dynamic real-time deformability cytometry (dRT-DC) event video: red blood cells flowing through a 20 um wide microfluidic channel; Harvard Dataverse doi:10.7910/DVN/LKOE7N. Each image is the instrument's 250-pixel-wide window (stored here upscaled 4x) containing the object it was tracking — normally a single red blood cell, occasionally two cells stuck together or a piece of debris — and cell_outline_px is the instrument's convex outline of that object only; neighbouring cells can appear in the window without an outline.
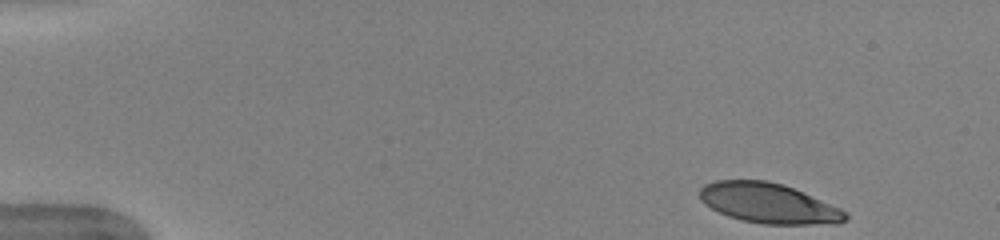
{"species": "human", "species_latin": "Homo sapiens", "temperature_condition": "warm", "stored_images_in_passage": 41, "camera_frame_rate_fps": 3000, "um_per_image_px": 0.085, "donor": {"sex": "female"}, "frame": {"image": 1, "passage_image": 1, "time_ms": 0.0, "image_size_px": [1000, 240], "cell_outline_px": [[848, 220], [840, 224], [760, 224], [740, 220], [728, 216], [704, 204], [700, 200], [700, 188], [704, 184], [716, 180], [768, 180], [784, 184], [840, 208], [848, 212]], "centroid_in_image_um": [65.35, 17.28], "position_along_channel_um": 19.7, "area_um2": 34.28}}
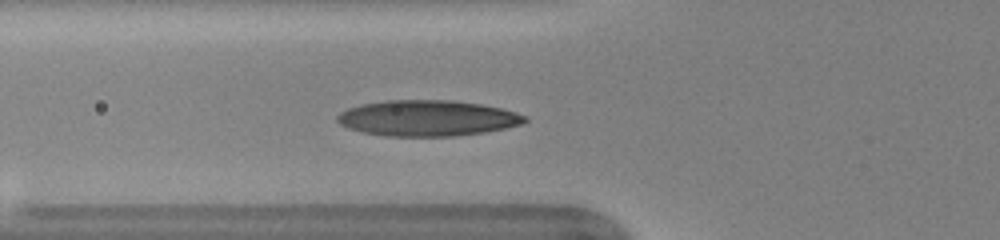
{"frame": {"image": 2, "passage_image": 15, "time_ms": 4.667, "image_size_px": [1000, 240], "cell_outline_px": [[528, 120], [520, 124], [504, 128], [484, 132], [452, 136], [388, 136], [364, 132], [348, 128], [340, 124], [336, 120], [336, 116], [340, 112], [348, 108], [360, 104], [388, 100], [452, 100], [480, 104], [500, 108], [516, 112], [528, 116]], "centroid_in_image_um": [36.31, 10.03], "position_along_channel_um": 89.5, "area_um2": 39.07}}
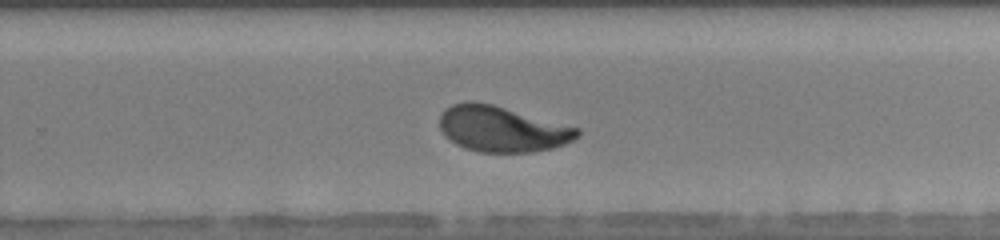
{"frame": {"image": 3, "passage_image": 30, "time_ms": 9.667, "image_size_px": [1000, 240], "cell_outline_px": [[580, 136], [564, 144], [552, 148], [532, 152], [480, 152], [464, 148], [456, 144], [444, 136], [440, 128], [440, 116], [452, 104], [492, 104], [580, 128]], "centroid_in_image_um": [42.71, 11.0], "position_along_channel_um": 287.1, "area_um2": 36.01}, "authors_computed_cell_mechanics": {"area_um2": 36.992, "velocity_mm_per_s": 3.953, "shape_relaxation_time_tau1_ms": 2.5456, "shape_relaxation_time_tau2_ms": null, "deformation_change_tau1": 0.1549, "deformation_change_tau2": null}}